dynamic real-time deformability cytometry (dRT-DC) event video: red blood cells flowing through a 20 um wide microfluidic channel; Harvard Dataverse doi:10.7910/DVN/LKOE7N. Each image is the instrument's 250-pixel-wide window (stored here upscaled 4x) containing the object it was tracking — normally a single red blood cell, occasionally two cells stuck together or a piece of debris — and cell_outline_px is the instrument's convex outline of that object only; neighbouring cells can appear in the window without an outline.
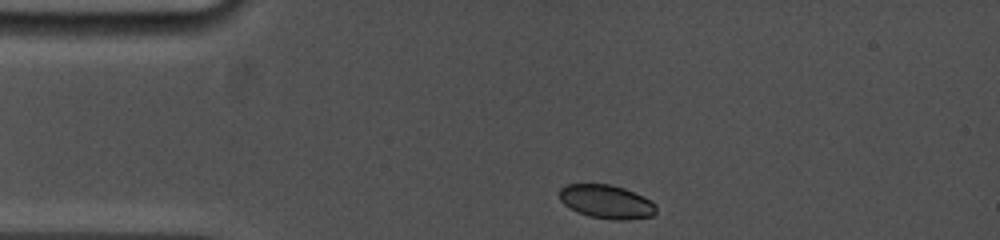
{"species": "common noctule bat (a hibernating species)", "species_latin": "Nyctalus noctula", "temperature_condition": "cold", "stored_images_in_passage": 50, "camera_frame_rate_fps": 5000, "um_per_image_px": 0.085, "animal": {"sex": "female", "body_mass_g": 19.0, "forearm_length_mm": 53.3}, "frame": {"image": 1, "passage_image": 1, "time_ms": 0.0, "image_size_px": [1000, 240], "cell_outline_px": [[656, 212], [652, 216], [628, 220], [612, 220], [588, 216], [576, 212], [564, 204], [560, 200], [560, 188], [568, 184], [612, 184], [624, 188], [644, 196], [652, 200], [656, 204]], "centroid_in_image_um": [51.58, 17.15], "position_along_channel_um": 33.4, "area_um2": 19.25}}
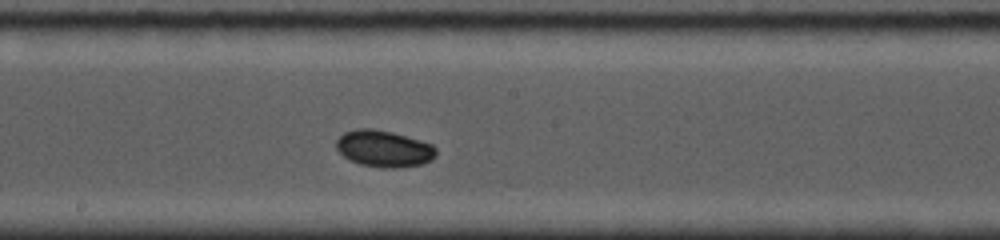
{"frame": {"image": 2, "passage_image": 27, "time_ms": 5.8, "image_size_px": [1000, 240], "cell_outline_px": [[436, 156], [432, 160], [420, 164], [396, 168], [380, 168], [360, 164], [344, 156], [336, 148], [336, 140], [344, 132], [356, 128], [372, 128], [392, 132], [420, 140], [432, 144], [436, 148]], "centroid_in_image_um": [32.63, 12.63], "position_along_channel_um": 215.6, "area_um2": 21.33}}
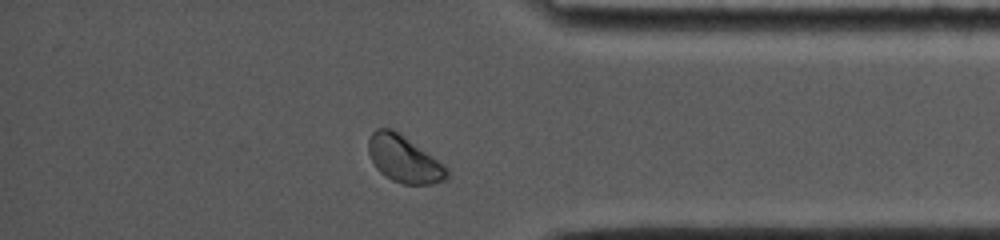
{"frame": {"image": 3, "passage_image": 47, "time_ms": 10.8, "image_size_px": [1000, 240], "cell_outline_px": [[448, 180], [432, 184], [404, 184], [392, 180], [384, 176], [376, 168], [368, 152], [368, 140], [372, 132], [376, 128], [392, 128], [400, 132], [444, 164], [448, 168]], "centroid_in_image_um": [34.35, 13.51], "position_along_channel_um": 400.9, "area_um2": 21.68}, "authors_computed_cell_mechanics": {"area_um2": 20.4901, "velocity_mm_per_s": 3.7907, "shape_relaxation_time_tau1_ms": 1.5812, "shape_relaxation_time_tau2_ms": null, "deformation_change_tau1": 0.0552, "deformation_change_tau2": null}}